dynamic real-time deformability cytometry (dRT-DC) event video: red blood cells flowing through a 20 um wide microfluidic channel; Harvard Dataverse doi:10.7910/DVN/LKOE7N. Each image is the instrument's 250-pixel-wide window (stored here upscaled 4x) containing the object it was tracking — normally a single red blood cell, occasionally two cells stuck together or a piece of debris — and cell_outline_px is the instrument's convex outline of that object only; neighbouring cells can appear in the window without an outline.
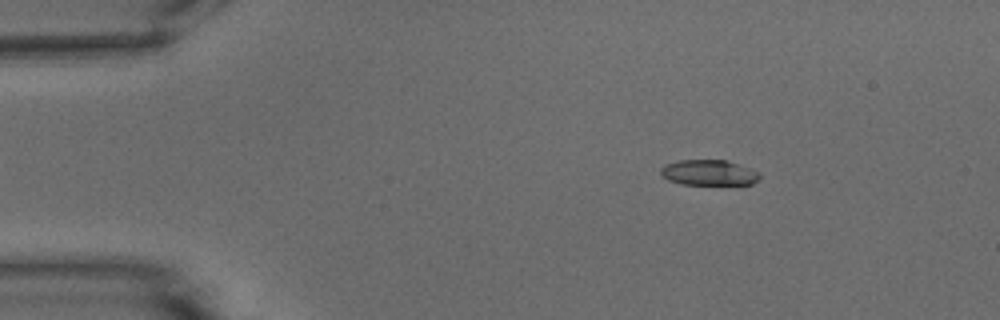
{"species": "common noctule bat (a hibernating species)", "species_latin": "Nyctalus noctula", "temperature_condition": "warm", "stored_images_in_passage": 53, "camera_frame_rate_fps": 3000, "um_per_image_px": 0.085, "animal": {"sex": "male", "body_mass_g": 15.6}, "frame": {"image": 1, "passage_image": 8, "time_ms": 2.333, "image_size_px": [1000, 320], "cell_outline_px": [[760, 180], [752, 184], [680, 184], [668, 180], [660, 172], [660, 168], [664, 164], [680, 160], [724, 160], [760, 172]], "centroid_in_image_um": [60.24, 14.68], "position_along_channel_um": 24.8, "area_um2": 14.62}}
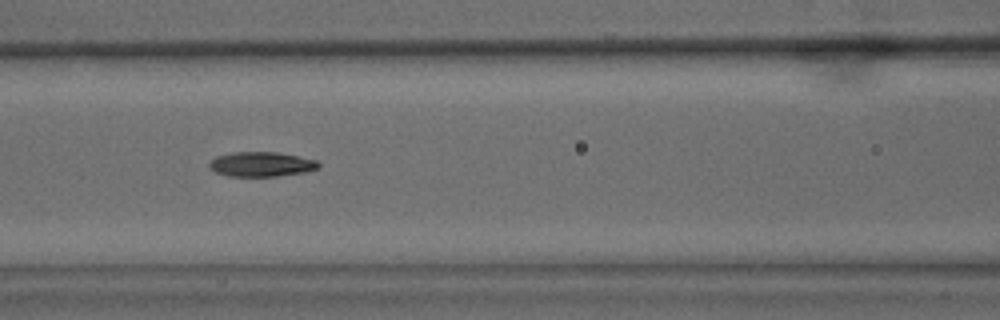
{"frame": {"image": 2, "passage_image": 23, "time_ms": 7.333, "image_size_px": [1000, 320], "cell_outline_px": [[320, 168], [304, 172], [276, 176], [228, 176], [216, 172], [208, 168], [208, 164], [216, 156], [232, 152], [276, 152], [316, 160], [320, 164]], "centroid_in_image_um": [22.19, 13.96], "position_along_channel_um": 144.4, "area_um2": 15.66}}
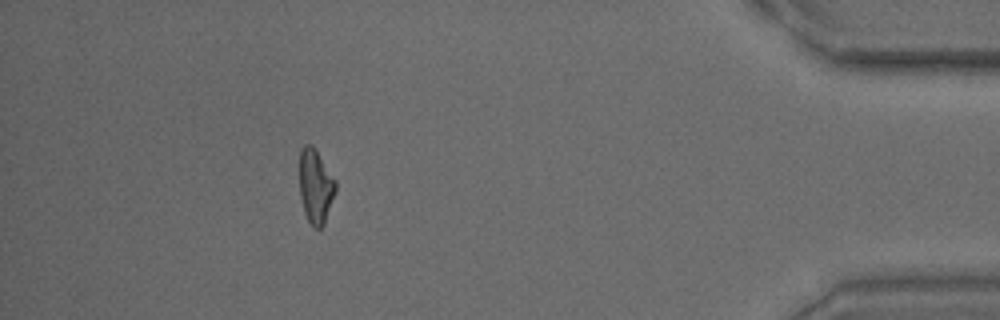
{"frame": {"image": 3, "passage_image": 48, "time_ms": 15.667, "image_size_px": [1000, 320], "cell_outline_px": [[336, 192], [324, 224], [320, 228], [312, 228], [304, 212], [300, 196], [300, 148], [304, 144], [312, 144], [316, 148], [336, 180]], "centroid_in_image_um": [26.83, 15.81], "position_along_channel_um": 408.4, "area_um2": 15.9}, "authors_computed_cell_mechanics": {"area_um2": 15.8372, "velocity_mm_per_s": 3.8008, "shape_relaxation_time_tau1_ms": 6.0511, "shape_relaxation_time_tau2_ms": 3.3629, "deformation_change_tau1": 0.2189, "deformation_change_tau2": 0.1068}}